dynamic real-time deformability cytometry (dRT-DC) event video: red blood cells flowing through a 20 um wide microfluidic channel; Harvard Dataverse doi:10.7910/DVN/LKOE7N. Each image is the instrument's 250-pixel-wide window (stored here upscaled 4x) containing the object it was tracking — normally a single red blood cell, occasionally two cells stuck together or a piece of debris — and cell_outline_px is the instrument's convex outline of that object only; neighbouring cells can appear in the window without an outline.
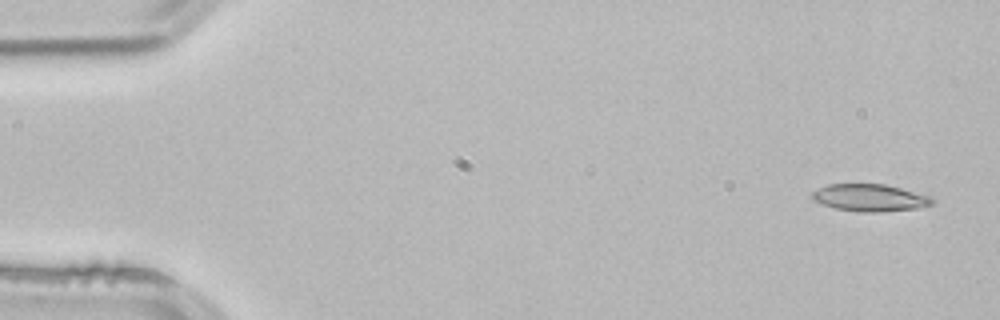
{"species": "common noctule bat (a hibernating species)", "species_latin": "Nyctalus noctula", "temperature_condition": "room temperature", "stored_images_in_passage": 3, "camera_frame_rate_fps": 3000, "um_per_image_px": 0.085, "animal": {"sex": "male", "body_mass_g": 21.5, "forearm_length_mm": 52.0}, "frame": {"image": 1, "passage_image": 1, "time_ms": 0.0, "image_size_px": [1000, 320], "cell_outline_px": [[932, 204], [920, 208], [880, 212], [860, 212], [836, 208], [820, 204], [812, 200], [812, 192], [828, 184], [884, 184], [932, 196]], "centroid_in_image_um": [73.94, 16.81], "position_along_channel_um": 11.1, "area_um2": 19.02}}
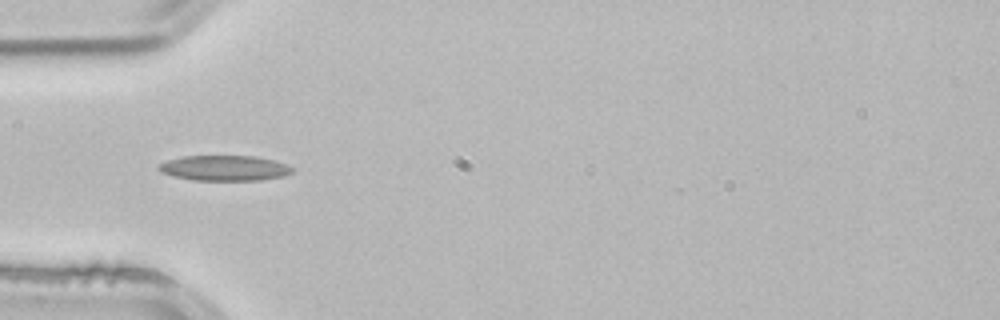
{"frame": {"image": 2, "passage_image": 3, "time_ms": 0.667, "image_size_px": [1000, 320], "cell_outline_px": [[292, 172], [284, 176], [260, 180], [192, 180], [172, 176], [160, 172], [156, 168], [160, 164], [168, 160], [180, 156], [256, 156], [288, 164], [292, 168]], "centroid_in_image_um": [19.05, 14.28], "position_along_channel_um": 65.9, "area_um2": 19.77}}